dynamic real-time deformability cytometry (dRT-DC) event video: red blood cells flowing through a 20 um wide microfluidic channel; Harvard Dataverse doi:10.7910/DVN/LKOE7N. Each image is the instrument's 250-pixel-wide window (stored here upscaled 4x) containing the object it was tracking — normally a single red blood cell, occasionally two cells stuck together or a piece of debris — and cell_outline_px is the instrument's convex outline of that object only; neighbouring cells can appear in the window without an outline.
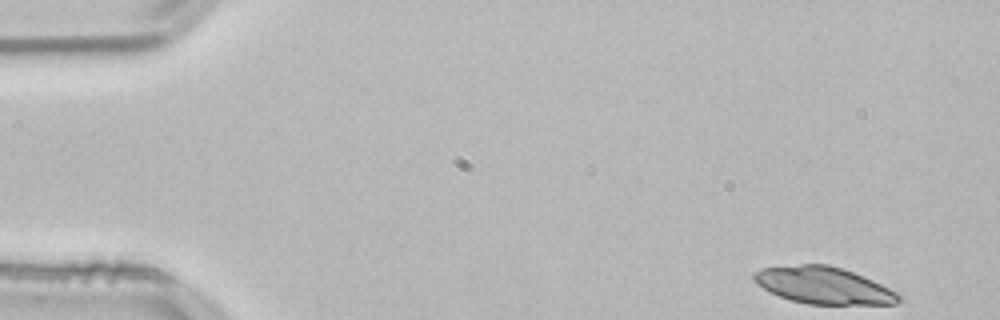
{"species": "common noctule bat (a hibernating species)", "species_latin": "Nyctalus noctula", "temperature_condition": "room temperature", "stored_images_in_passage": 50, "camera_frame_rate_fps": 3000, "um_per_image_px": 0.085, "animal": {"sex": "male", "body_mass_g": 21.5, "forearm_length_mm": 52.0}, "frame": {"image": 1, "passage_image": 1, "time_ms": 0.0, "image_size_px": [1000, 320], "cell_outline_px": [[904, 300], [896, 304], [808, 304], [792, 300], [780, 296], [756, 284], [752, 280], [752, 272], [760, 268], [800, 264], [828, 264], [864, 276], [904, 296]], "centroid_in_image_um": [70.0, 24.26], "position_along_channel_um": 15.0, "area_um2": 31.15}}
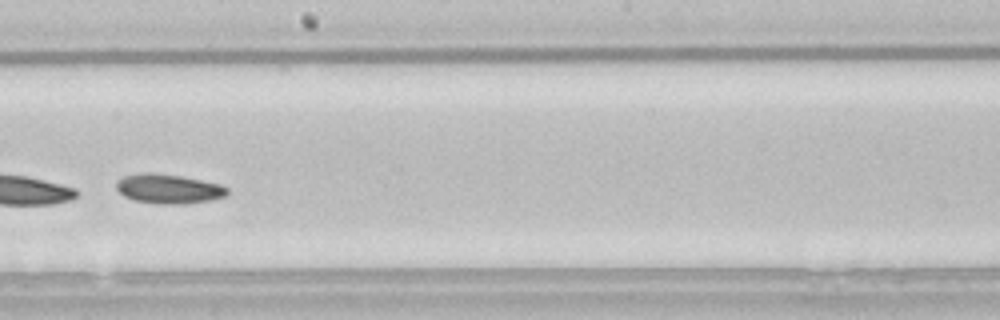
{"frame": {"image": 2, "passage_image": 28, "time_ms": 9.0, "image_size_px": [1000, 320], "cell_outline_px": [[228, 192], [224, 196], [208, 200], [184, 204], [160, 204], [136, 200], [124, 196], [116, 188], [116, 184], [124, 176], [140, 172], [152, 172], [184, 176], [220, 184], [228, 188]], "centroid_in_image_um": [14.33, 16.03], "position_along_channel_um": 233.9, "area_um2": 18.96}}